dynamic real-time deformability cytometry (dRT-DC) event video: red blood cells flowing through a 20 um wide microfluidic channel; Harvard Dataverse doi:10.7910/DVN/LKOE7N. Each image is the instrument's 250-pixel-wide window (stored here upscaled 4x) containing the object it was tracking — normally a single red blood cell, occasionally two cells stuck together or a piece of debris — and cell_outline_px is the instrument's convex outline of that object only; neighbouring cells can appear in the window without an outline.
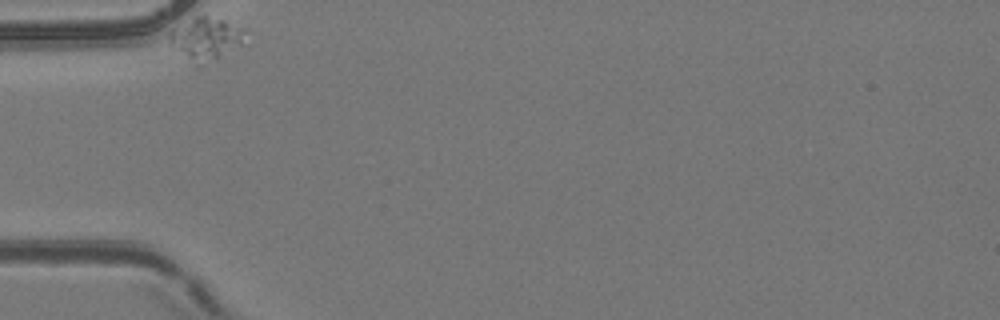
{"species": "common noctule bat (a hibernating species)", "species_latin": "Nyctalus noctula", "temperature_condition": "room temperature", "stored_images_in_passage": 9, "camera_frame_rate_fps": 3000, "um_per_image_px": 0.085, "animal": {"sex": "female", "body_mass_g": 24.6, "forearm_length_mm": 56.2}, "frame": {"image": 1, "passage_image": 1, "time_ms": 0.0, "image_size_px": [1000, 320], "cell_outline_px": [[244, 44], [200, 68], [192, 68], [168, 44], [168, 32], [196, 16], [208, 16], [224, 20], [244, 28]], "centroid_in_image_um": [17.43, 3.39], "position_along_channel_um": 67.6, "area_um2": 19.65}}
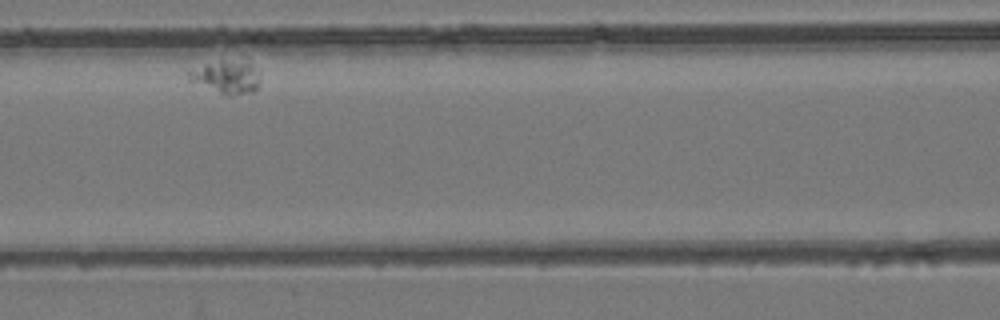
{"frame": {"image": 2, "passage_image": 4, "time_ms": 3.333, "image_size_px": [1000, 320], "cell_outline_px": [[260, 84], [252, 92], [232, 96], [228, 96], [188, 80], [188, 72], [208, 64], [220, 60], [244, 56], [248, 56], [260, 68]], "centroid_in_image_um": [19.42, 6.47], "position_along_channel_um": 147.2, "area_um2": 14.62}}
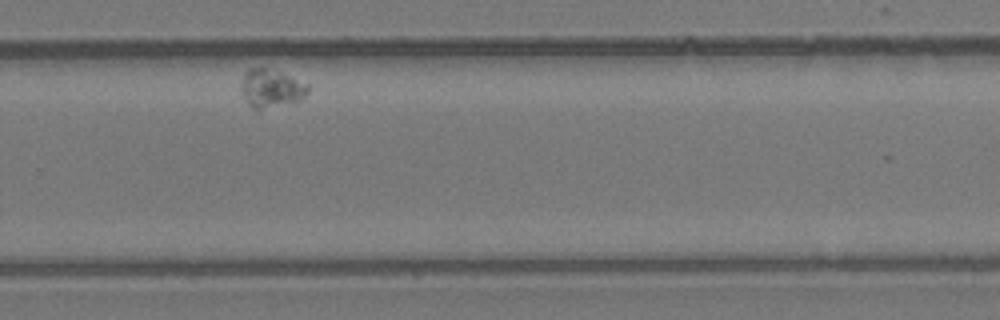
{"frame": {"image": 3, "passage_image": 8, "time_ms": 9.0, "image_size_px": [1000, 320], "cell_outline_px": [[308, 92], [300, 100], [260, 108], [252, 108], [248, 104], [240, 92], [240, 84], [244, 72], [248, 68], [264, 68], [280, 72], [308, 84]], "centroid_in_image_um": [22.99, 7.48], "position_along_channel_um": 306.8, "area_um2": 14.57}}